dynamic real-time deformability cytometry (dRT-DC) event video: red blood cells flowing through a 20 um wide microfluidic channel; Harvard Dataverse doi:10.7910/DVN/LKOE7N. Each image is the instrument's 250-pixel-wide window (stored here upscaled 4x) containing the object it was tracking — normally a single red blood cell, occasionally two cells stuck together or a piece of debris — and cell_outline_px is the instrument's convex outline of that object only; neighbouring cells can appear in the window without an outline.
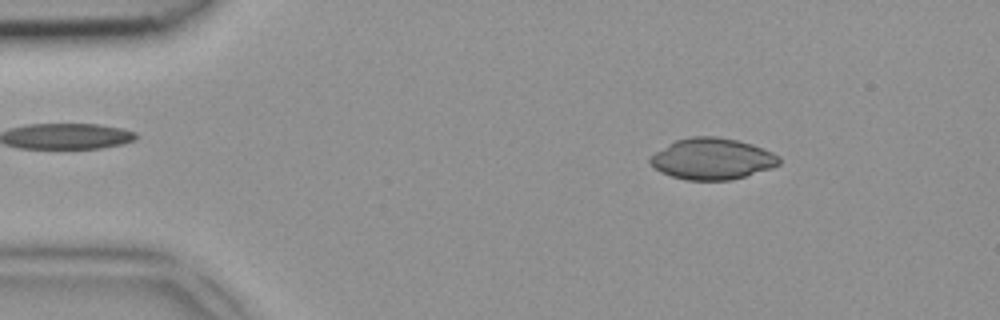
{"species": "common noctule bat (a hibernating species)", "species_latin": "Nyctalus noctula", "temperature_condition": "room temperature", "stored_images_in_passage": 45, "camera_frame_rate_fps": 3000, "um_per_image_px": 0.085, "animal": {"sex": "female", "body_mass_g": 18.4}, "frame": {"image": 1, "passage_image": 6, "time_ms": 1.667, "image_size_px": [1000, 320], "cell_outline_px": [[780, 164], [772, 168], [732, 180], [688, 180], [672, 176], [660, 172], [648, 160], [656, 152], [668, 144], [676, 140], [692, 136], [716, 136], [736, 140], [752, 144], [772, 152], [780, 156]], "centroid_in_image_um": [60.56, 13.5], "position_along_channel_um": 24.4, "area_um2": 30.92}}
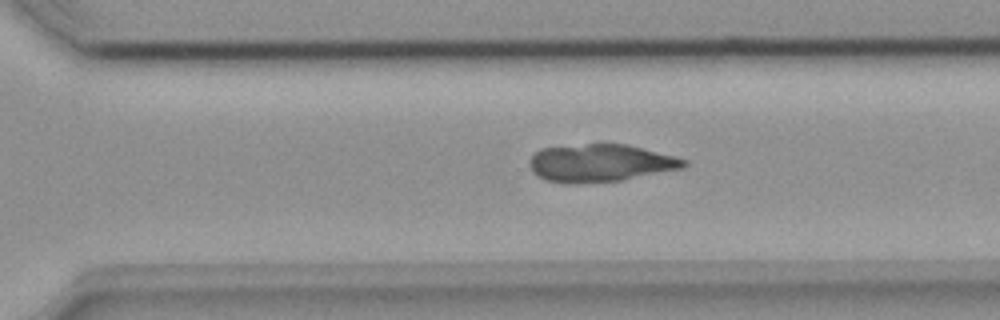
{"frame": {"image": 2, "passage_image": 31, "time_ms": 10.0, "image_size_px": [1000, 320], "cell_outline_px": [[688, 164], [680, 168], [620, 180], [548, 180], [532, 172], [528, 164], [528, 160], [540, 148], [588, 144], [628, 144], [688, 160]], "centroid_in_image_um": [51.04, 13.8], "position_along_channel_um": 319.6, "area_um2": 32.37}}
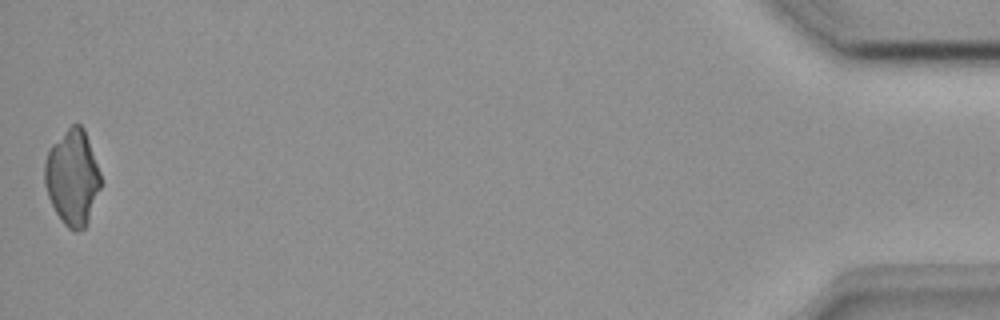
{"frame": {"image": 3, "passage_image": 45, "time_ms": 14.667, "image_size_px": [1000, 320], "cell_outline_px": [[100, 188], [88, 220], [84, 228], [76, 232], [72, 232], [64, 224], [56, 212], [48, 196], [44, 184], [44, 164], [48, 152], [52, 144], [72, 124], [80, 124], [84, 128], [100, 172]], "centroid_in_image_um": [6.14, 15.09], "position_along_channel_um": 429.1, "area_um2": 30.87}}